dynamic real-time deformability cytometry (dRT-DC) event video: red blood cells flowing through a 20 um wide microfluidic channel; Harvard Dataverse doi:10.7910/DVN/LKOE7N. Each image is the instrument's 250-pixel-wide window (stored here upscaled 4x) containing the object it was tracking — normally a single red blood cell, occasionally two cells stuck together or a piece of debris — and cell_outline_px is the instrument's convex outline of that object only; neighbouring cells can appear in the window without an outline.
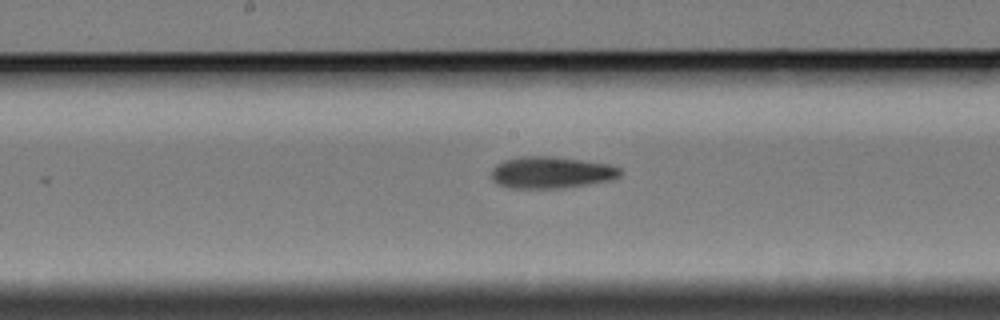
{"species": "Egyptian fruit bat (a non-hibernating species)", "species_latin": "Rousettus aegyptiacus", "temperature_condition": "cold", "stored_images_in_passage": 7, "segment_of_instrument_passage": [2, 2], "camera_frame_rate_fps": 3000, "um_per_image_px": 0.085, "animal": {"sex": "female"}, "frame": {"image": 1, "passage_image": 7, "time_ms": 7.0, "image_size_px": [1000, 320], "cell_outline_px": [[620, 176], [612, 180], [588, 184], [560, 188], [508, 188], [496, 184], [492, 180], [492, 168], [496, 164], [504, 160], [520, 156], [552, 156], [612, 164], [620, 168]], "centroid_in_image_um": [46.84, 14.66], "position_along_channel_um": 201.4, "area_um2": 24.04}}